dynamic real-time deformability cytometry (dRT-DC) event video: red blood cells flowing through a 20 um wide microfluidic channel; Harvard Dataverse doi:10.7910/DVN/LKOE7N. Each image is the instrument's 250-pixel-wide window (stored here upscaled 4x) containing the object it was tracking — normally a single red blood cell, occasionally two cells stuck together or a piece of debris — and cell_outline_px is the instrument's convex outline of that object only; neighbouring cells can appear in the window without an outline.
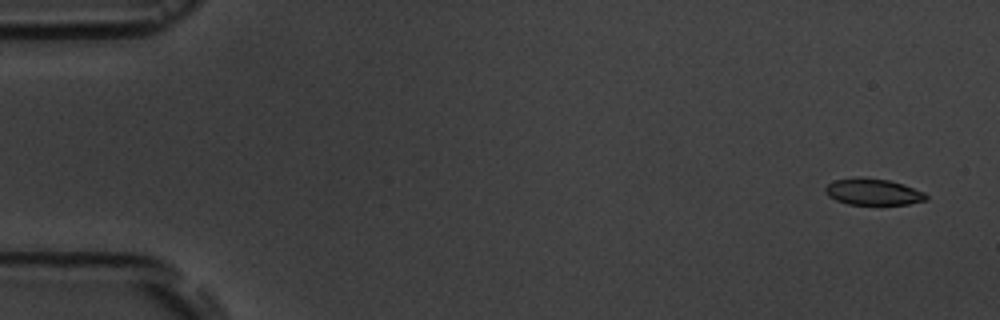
{"species": "common noctule bat (a hibernating species)", "species_latin": "Nyctalus noctula", "temperature_condition": "room temperature", "stored_images_in_passage": 4, "camera_frame_rate_fps": 3000, "um_per_image_px": 0.085, "animal": {"sex": "male", "body_mass_g": 19.5, "forearm_length_mm": 54.6}, "frame": {"image": 1, "passage_image": 1, "time_ms": 0.0, "image_size_px": [1000, 320], "cell_outline_px": [[928, 196], [924, 200], [908, 204], [848, 204], [836, 200], [828, 196], [824, 192], [824, 188], [828, 184], [836, 180], [856, 176], [888, 180], [904, 184], [924, 192]], "centroid_in_image_um": [74.18, 16.29], "position_along_channel_um": 10.8, "area_um2": 15.49}}
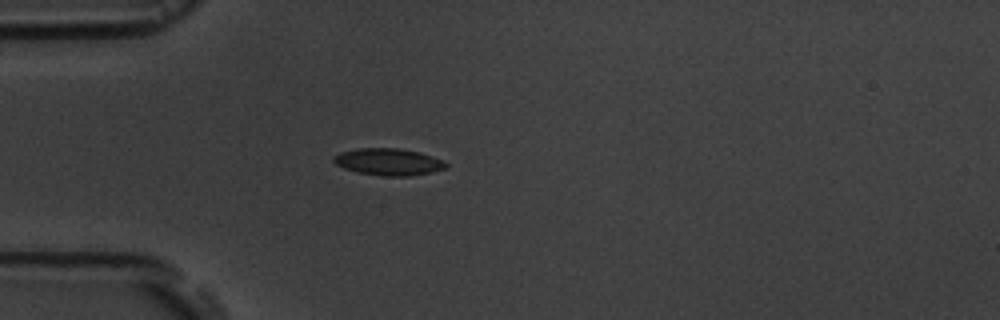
{"frame": {"image": 2, "passage_image": 4, "time_ms": 4.333, "image_size_px": [1000, 320], "cell_outline_px": [[448, 164], [444, 168], [432, 172], [408, 176], [388, 176], [360, 172], [344, 168], [336, 164], [332, 160], [332, 156], [340, 152], [356, 148], [400, 148], [420, 152], [444, 160]], "centroid_in_image_um": [33.02, 13.74], "position_along_channel_um": 52.0, "area_um2": 17.57}}